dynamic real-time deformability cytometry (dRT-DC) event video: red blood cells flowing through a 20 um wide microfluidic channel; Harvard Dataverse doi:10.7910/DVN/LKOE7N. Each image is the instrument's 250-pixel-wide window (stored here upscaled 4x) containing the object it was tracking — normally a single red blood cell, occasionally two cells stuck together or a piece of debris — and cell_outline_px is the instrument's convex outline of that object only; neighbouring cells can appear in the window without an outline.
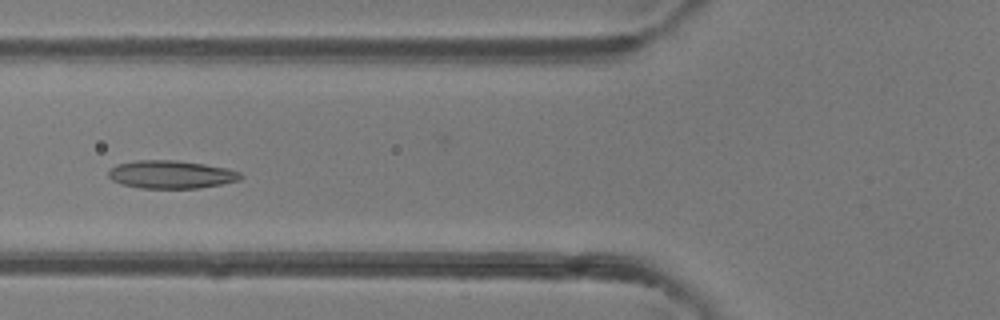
{"species": "common noctule bat (a hibernating species)", "species_latin": "Nyctalus noctula", "temperature_condition": "room temperature", "stored_images_in_passage": 48, "camera_frame_rate_fps": 3000, "um_per_image_px": 0.085, "animal": {"sex": "female"}, "frame": {"image": 1, "passage_image": 18, "time_ms": 5.667, "image_size_px": [1000, 320], "cell_outline_px": [[244, 176], [240, 180], [200, 188], [140, 188], [120, 184], [112, 180], [108, 176], [108, 172], [116, 164], [136, 160], [176, 160], [204, 164], [228, 168], [240, 172]], "centroid_in_image_um": [14.54, 14.83], "position_along_channel_um": 111.3, "area_um2": 21.68}}
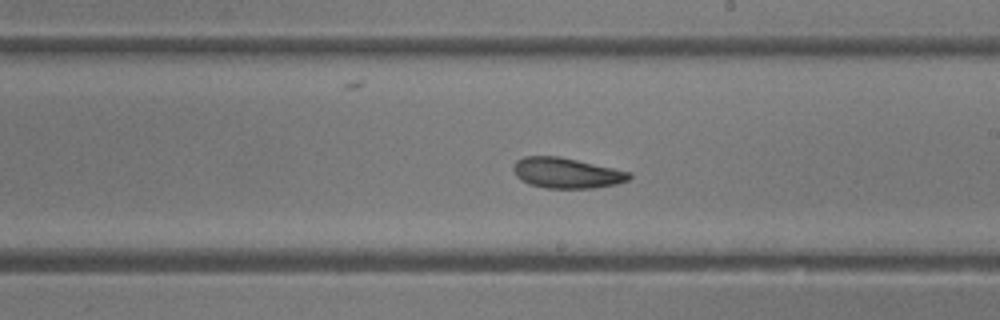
{"frame": {"image": 2, "passage_image": 27, "time_ms": 8.667, "image_size_px": [1000, 320], "cell_outline_px": [[632, 176], [628, 180], [616, 184], [596, 188], [544, 188], [528, 184], [520, 180], [516, 176], [512, 168], [512, 164], [516, 160], [524, 156], [560, 156], [632, 172]], "centroid_in_image_um": [48.13, 14.7], "position_along_channel_um": 240.9, "area_um2": 20.87}}
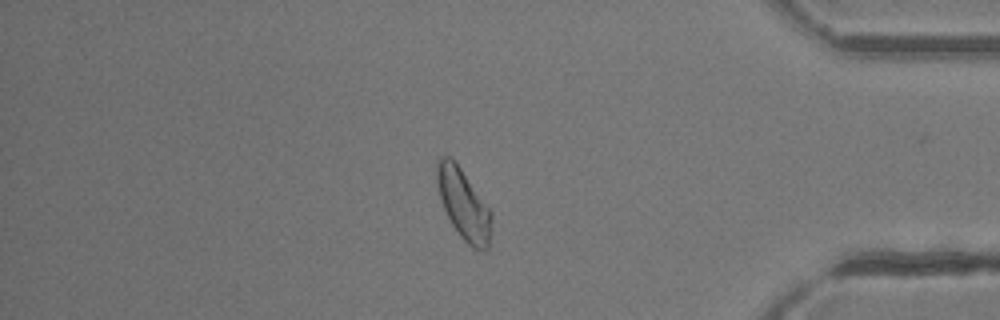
{"frame": {"image": 3, "passage_image": 40, "time_ms": 13.0, "image_size_px": [1000, 320], "cell_outline_px": [[492, 220], [488, 248], [484, 252], [472, 248], [460, 236], [452, 224], [440, 200], [436, 180], [436, 160], [440, 156], [448, 156], [460, 168], [492, 212]], "centroid_in_image_um": [39.4, 17.39], "position_along_channel_um": 395.8, "area_um2": 22.25}, "authors_computed_cell_mechanics": {"area_um2": 22.1374, "velocity_mm_per_s": 4.3218, "shape_relaxation_time_tau1_ms": 2.9761, "shape_relaxation_time_tau2_ms": 8.263, "deformation_change_tau1": 0.1252, "deformation_change_tau2": 0.1859}}